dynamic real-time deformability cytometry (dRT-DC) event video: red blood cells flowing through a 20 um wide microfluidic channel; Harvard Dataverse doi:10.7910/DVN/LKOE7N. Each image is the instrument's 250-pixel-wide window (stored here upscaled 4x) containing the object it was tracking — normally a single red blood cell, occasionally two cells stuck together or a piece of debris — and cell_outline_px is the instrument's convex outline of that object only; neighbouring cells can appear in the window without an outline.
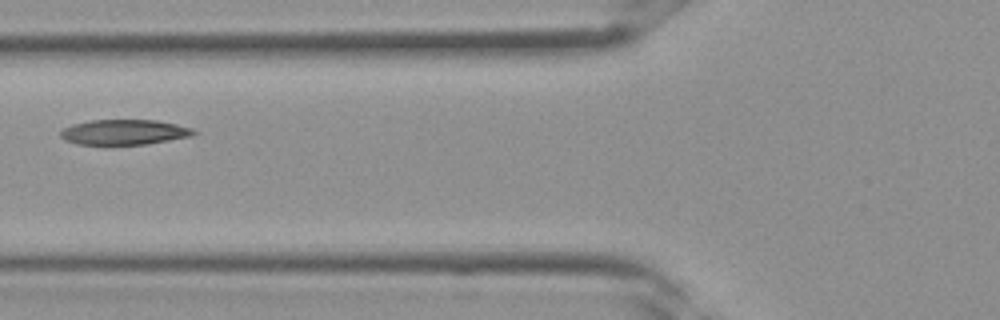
{"species": "Egyptian fruit bat (a non-hibernating species)", "species_latin": "Rousettus aegyptiacus", "temperature_condition": "room temperature", "stored_images_in_passage": 4, "camera_frame_rate_fps": 3000, "um_per_image_px": 0.085, "frame": {"image": 1, "passage_image": 4, "time_ms": 1.0, "image_size_px": [1000, 320], "cell_outline_px": [[200, 132], [192, 136], [148, 144], [108, 148], [76, 144], [64, 140], [60, 136], [60, 132], [64, 128], [72, 124], [92, 120], [156, 120], [176, 124], [192, 128]], "centroid_in_image_um": [10.52, 11.29], "position_along_channel_um": 115.3, "area_um2": 20.63}}